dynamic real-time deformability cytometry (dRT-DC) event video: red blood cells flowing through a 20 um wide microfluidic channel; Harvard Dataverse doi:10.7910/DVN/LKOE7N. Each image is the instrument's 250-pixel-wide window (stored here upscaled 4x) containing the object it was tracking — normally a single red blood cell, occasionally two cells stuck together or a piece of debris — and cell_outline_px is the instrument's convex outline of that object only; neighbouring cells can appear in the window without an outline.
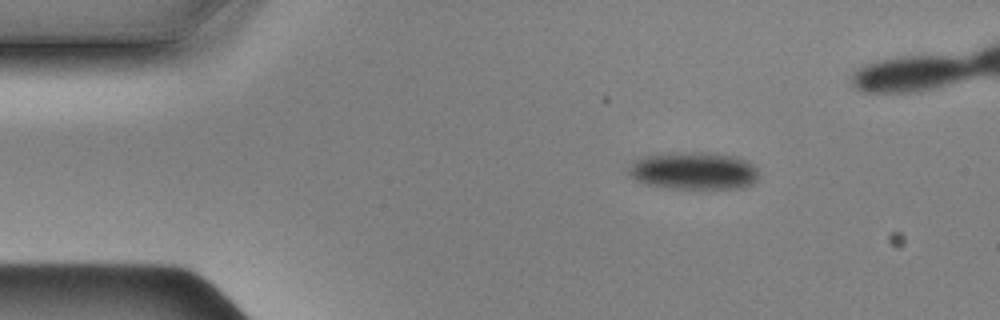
{"species": "Egyptian fruit bat (a non-hibernating species)", "species_latin": "Rousettus aegyptiacus", "temperature_condition": "cold", "stored_images_in_passage": 3, "camera_frame_rate_fps": 3000, "um_per_image_px": 0.085, "animal": {"sex": "male"}, "frame": {"image": 1, "passage_image": 1, "time_ms": 0.0, "image_size_px": [1000, 320], "cell_outline_px": [[756, 180], [752, 184], [744, 188], [668, 188], [644, 184], [636, 180], [628, 172], [628, 168], [636, 160], [648, 156], [684, 152], [708, 152], [736, 156], [748, 160], [756, 164]], "centroid_in_image_um": [59.02, 14.52], "position_along_channel_um": 26.0, "area_um2": 28.38}}